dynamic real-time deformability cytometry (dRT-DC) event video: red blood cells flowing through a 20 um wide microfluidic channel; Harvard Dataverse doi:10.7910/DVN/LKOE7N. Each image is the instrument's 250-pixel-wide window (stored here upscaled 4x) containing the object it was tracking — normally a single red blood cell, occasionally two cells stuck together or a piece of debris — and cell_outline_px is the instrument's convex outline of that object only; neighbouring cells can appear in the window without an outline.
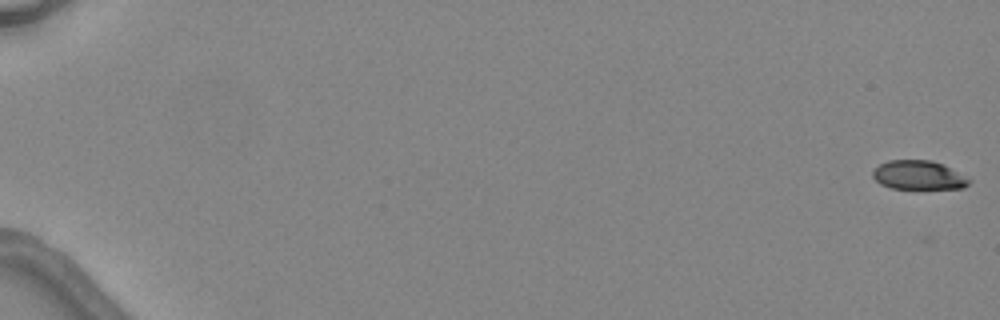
{"species": "common noctule bat (a hibernating species)", "species_latin": "Nyctalus noctula", "temperature_condition": "warm", "stored_images_in_passage": 6, "camera_frame_rate_fps": 3000, "um_per_image_px": 0.085, "animal": {"sex": "female", "body_mass_g": 24.6, "forearm_length_mm": 56.2}, "frame": {"image": 1, "passage_image": 1, "time_ms": 0.0, "image_size_px": [1000, 320], "cell_outline_px": [[972, 180], [964, 188], [892, 188], [880, 184], [872, 176], [872, 172], [880, 164], [888, 160], [932, 160], [944, 164]], "centroid_in_image_um": [78.08, 14.87], "position_along_channel_um": 6.9, "area_um2": 16.18}}
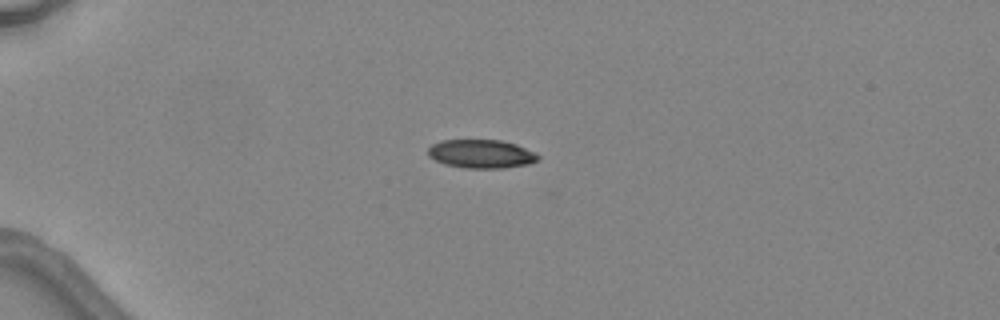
{"frame": {"image": 2, "passage_image": 5, "time_ms": 4.667, "image_size_px": [1000, 320], "cell_outline_px": [[540, 160], [528, 164], [504, 168], [464, 168], [444, 164], [428, 156], [428, 148], [432, 144], [440, 140], [500, 140], [516, 144], [536, 152], [540, 156]], "centroid_in_image_um": [40.92, 13.08], "position_along_channel_um": 44.1, "area_um2": 18.5}}